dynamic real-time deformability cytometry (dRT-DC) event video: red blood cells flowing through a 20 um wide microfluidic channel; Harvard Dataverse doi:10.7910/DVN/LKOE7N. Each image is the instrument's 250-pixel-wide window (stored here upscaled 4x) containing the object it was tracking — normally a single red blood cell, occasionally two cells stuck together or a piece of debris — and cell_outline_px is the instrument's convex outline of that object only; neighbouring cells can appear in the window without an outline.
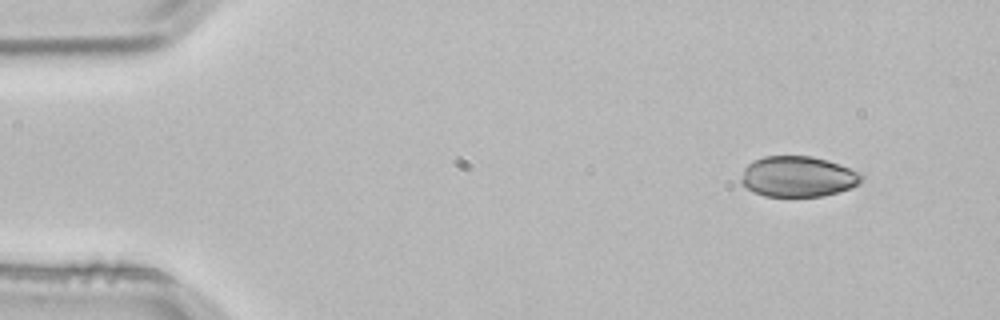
{"species": "common noctule bat (a hibernating species)", "species_latin": "Nyctalus noctula", "temperature_condition": "room temperature", "stored_images_in_passage": 4, "camera_frame_rate_fps": 3000, "um_per_image_px": 0.085, "animal": {"sex": "male", "body_mass_g": 21.5, "forearm_length_mm": 52.0}, "frame": {"image": 1, "passage_image": 1, "time_ms": 0.0, "image_size_px": [1000, 320], "cell_outline_px": [[864, 180], [852, 188], [824, 196], [764, 196], [748, 188], [740, 180], [744, 168], [748, 164], [764, 156], [812, 156], [828, 160], [864, 172]], "centroid_in_image_um": [67.91, 15.0], "position_along_channel_um": 17.1, "area_um2": 28.73}}